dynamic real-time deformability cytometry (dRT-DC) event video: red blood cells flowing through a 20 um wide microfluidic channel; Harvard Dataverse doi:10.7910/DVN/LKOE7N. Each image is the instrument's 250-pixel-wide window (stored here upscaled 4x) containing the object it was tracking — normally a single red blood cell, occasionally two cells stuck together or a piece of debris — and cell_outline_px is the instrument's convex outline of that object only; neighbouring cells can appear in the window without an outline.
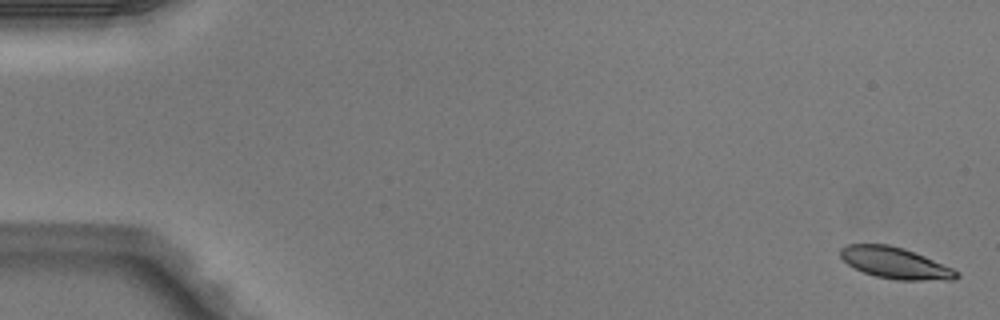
{"species": "Egyptian fruit bat (a non-hibernating species)", "species_latin": "Rousettus aegyptiacus", "temperature_condition": "warm", "stored_images_in_passage": 5, "camera_frame_rate_fps": 3000, "um_per_image_px": 0.085, "animal": {"sex": "male"}, "frame": {"image": 1, "passage_image": 1, "time_ms": 0.0, "image_size_px": [1000, 320], "cell_outline_px": [[960, 276], [956, 280], [896, 280], [876, 276], [864, 272], [848, 264], [840, 256], [840, 248], [848, 244], [888, 244], [904, 248], [924, 256], [952, 268], [960, 272]], "centroid_in_image_um": [76.12, 22.36], "position_along_channel_um": 8.9, "area_um2": 21.15}}
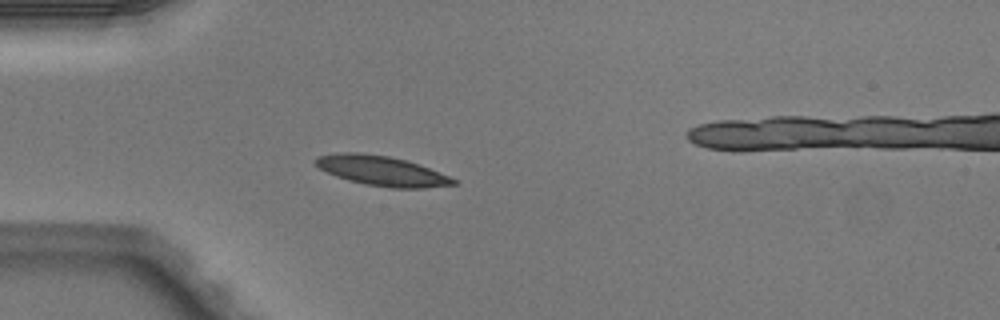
{"frame": {"image": 2, "passage_image": 5, "time_ms": 1.333, "image_size_px": [1000, 320], "cell_outline_px": [[460, 184], [424, 188], [388, 188], [364, 184], [348, 180], [336, 176], [320, 168], [312, 160], [316, 156], [336, 152], [360, 152], [388, 156], [420, 164], [448, 176], [456, 180]], "centroid_in_image_um": [32.43, 14.52], "position_along_channel_um": 52.6, "area_um2": 24.1}}